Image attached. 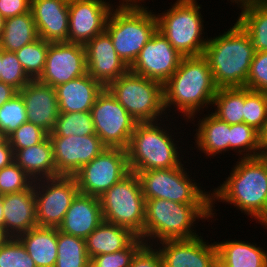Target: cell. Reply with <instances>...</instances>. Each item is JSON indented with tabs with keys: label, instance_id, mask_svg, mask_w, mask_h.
Here are the masks:
<instances>
[{
	"label": "cell",
	"instance_id": "6da1fadb",
	"mask_svg": "<svg viewBox=\"0 0 267 267\" xmlns=\"http://www.w3.org/2000/svg\"><path fill=\"white\" fill-rule=\"evenodd\" d=\"M238 160L230 176L211 193L212 218L216 210L213 204L220 200L263 225L267 221V168L259 157Z\"/></svg>",
	"mask_w": 267,
	"mask_h": 267
},
{
	"label": "cell",
	"instance_id": "7a4b0ae2",
	"mask_svg": "<svg viewBox=\"0 0 267 267\" xmlns=\"http://www.w3.org/2000/svg\"><path fill=\"white\" fill-rule=\"evenodd\" d=\"M217 87L207 59L201 56L183 57L179 67L164 83V107L167 113L172 105L185 119L212 105ZM171 106V107H170ZM191 118V119H190Z\"/></svg>",
	"mask_w": 267,
	"mask_h": 267
},
{
	"label": "cell",
	"instance_id": "3957f363",
	"mask_svg": "<svg viewBox=\"0 0 267 267\" xmlns=\"http://www.w3.org/2000/svg\"><path fill=\"white\" fill-rule=\"evenodd\" d=\"M233 24L222 35L208 38L204 49L217 88L245 87L255 54L249 35Z\"/></svg>",
	"mask_w": 267,
	"mask_h": 267
},
{
	"label": "cell",
	"instance_id": "277c9868",
	"mask_svg": "<svg viewBox=\"0 0 267 267\" xmlns=\"http://www.w3.org/2000/svg\"><path fill=\"white\" fill-rule=\"evenodd\" d=\"M210 218L211 204H181L164 199H148L145 201L143 241L153 245L158 241L195 238L199 236L193 230L196 219Z\"/></svg>",
	"mask_w": 267,
	"mask_h": 267
},
{
	"label": "cell",
	"instance_id": "5b68a950",
	"mask_svg": "<svg viewBox=\"0 0 267 267\" xmlns=\"http://www.w3.org/2000/svg\"><path fill=\"white\" fill-rule=\"evenodd\" d=\"M157 122L137 123L126 149L131 172L168 169L182 164L170 128ZM163 125V127L161 126ZM164 128V129H163ZM169 129V130H168ZM168 130V131H167Z\"/></svg>",
	"mask_w": 267,
	"mask_h": 267
},
{
	"label": "cell",
	"instance_id": "8992f818",
	"mask_svg": "<svg viewBox=\"0 0 267 267\" xmlns=\"http://www.w3.org/2000/svg\"><path fill=\"white\" fill-rule=\"evenodd\" d=\"M200 9L197 0H177L167 12L155 14L157 30L184 57L203 55L207 45Z\"/></svg>",
	"mask_w": 267,
	"mask_h": 267
},
{
	"label": "cell",
	"instance_id": "52a82bcc",
	"mask_svg": "<svg viewBox=\"0 0 267 267\" xmlns=\"http://www.w3.org/2000/svg\"><path fill=\"white\" fill-rule=\"evenodd\" d=\"M144 9H112L105 31L119 57L130 67L157 30L154 12Z\"/></svg>",
	"mask_w": 267,
	"mask_h": 267
},
{
	"label": "cell",
	"instance_id": "ba28073f",
	"mask_svg": "<svg viewBox=\"0 0 267 267\" xmlns=\"http://www.w3.org/2000/svg\"><path fill=\"white\" fill-rule=\"evenodd\" d=\"M106 88L137 123L161 121L162 115L167 114L164 84L156 80L128 71Z\"/></svg>",
	"mask_w": 267,
	"mask_h": 267
},
{
	"label": "cell",
	"instance_id": "9c48e42d",
	"mask_svg": "<svg viewBox=\"0 0 267 267\" xmlns=\"http://www.w3.org/2000/svg\"><path fill=\"white\" fill-rule=\"evenodd\" d=\"M99 200L105 221L130 229L143 240L145 198L135 172L130 171Z\"/></svg>",
	"mask_w": 267,
	"mask_h": 267
},
{
	"label": "cell",
	"instance_id": "30bf717a",
	"mask_svg": "<svg viewBox=\"0 0 267 267\" xmlns=\"http://www.w3.org/2000/svg\"><path fill=\"white\" fill-rule=\"evenodd\" d=\"M183 166L184 164L168 169L135 172L139 177L145 201L164 199L181 204H211V193L202 190Z\"/></svg>",
	"mask_w": 267,
	"mask_h": 267
},
{
	"label": "cell",
	"instance_id": "8fae6325",
	"mask_svg": "<svg viewBox=\"0 0 267 267\" xmlns=\"http://www.w3.org/2000/svg\"><path fill=\"white\" fill-rule=\"evenodd\" d=\"M95 134L108 148L127 149L137 122L107 88L91 108Z\"/></svg>",
	"mask_w": 267,
	"mask_h": 267
},
{
	"label": "cell",
	"instance_id": "7c38bea8",
	"mask_svg": "<svg viewBox=\"0 0 267 267\" xmlns=\"http://www.w3.org/2000/svg\"><path fill=\"white\" fill-rule=\"evenodd\" d=\"M130 172L127 151L106 148L74 175L79 193L100 197Z\"/></svg>",
	"mask_w": 267,
	"mask_h": 267
},
{
	"label": "cell",
	"instance_id": "4fadbf2b",
	"mask_svg": "<svg viewBox=\"0 0 267 267\" xmlns=\"http://www.w3.org/2000/svg\"><path fill=\"white\" fill-rule=\"evenodd\" d=\"M38 226L58 228L79 193L74 176L60 175L34 181Z\"/></svg>",
	"mask_w": 267,
	"mask_h": 267
},
{
	"label": "cell",
	"instance_id": "5bb4252c",
	"mask_svg": "<svg viewBox=\"0 0 267 267\" xmlns=\"http://www.w3.org/2000/svg\"><path fill=\"white\" fill-rule=\"evenodd\" d=\"M181 55L158 30L141 49L129 71L164 84L177 70Z\"/></svg>",
	"mask_w": 267,
	"mask_h": 267
},
{
	"label": "cell",
	"instance_id": "9a60e30c",
	"mask_svg": "<svg viewBox=\"0 0 267 267\" xmlns=\"http://www.w3.org/2000/svg\"><path fill=\"white\" fill-rule=\"evenodd\" d=\"M87 74L84 45L71 42L50 43L45 67L38 80L55 88Z\"/></svg>",
	"mask_w": 267,
	"mask_h": 267
},
{
	"label": "cell",
	"instance_id": "2e32d148",
	"mask_svg": "<svg viewBox=\"0 0 267 267\" xmlns=\"http://www.w3.org/2000/svg\"><path fill=\"white\" fill-rule=\"evenodd\" d=\"M53 158L59 175L74 176L107 147L97 135L49 137Z\"/></svg>",
	"mask_w": 267,
	"mask_h": 267
},
{
	"label": "cell",
	"instance_id": "e0dca14e",
	"mask_svg": "<svg viewBox=\"0 0 267 267\" xmlns=\"http://www.w3.org/2000/svg\"><path fill=\"white\" fill-rule=\"evenodd\" d=\"M113 8L106 0H70L67 42L85 45L103 33Z\"/></svg>",
	"mask_w": 267,
	"mask_h": 267
},
{
	"label": "cell",
	"instance_id": "ac0fdd59",
	"mask_svg": "<svg viewBox=\"0 0 267 267\" xmlns=\"http://www.w3.org/2000/svg\"><path fill=\"white\" fill-rule=\"evenodd\" d=\"M202 238L200 234L191 239L158 242L163 267H218L215 242L209 244Z\"/></svg>",
	"mask_w": 267,
	"mask_h": 267
},
{
	"label": "cell",
	"instance_id": "d6986e66",
	"mask_svg": "<svg viewBox=\"0 0 267 267\" xmlns=\"http://www.w3.org/2000/svg\"><path fill=\"white\" fill-rule=\"evenodd\" d=\"M84 46L87 73L105 88L129 71L106 31L89 40Z\"/></svg>",
	"mask_w": 267,
	"mask_h": 267
},
{
	"label": "cell",
	"instance_id": "ffe728a7",
	"mask_svg": "<svg viewBox=\"0 0 267 267\" xmlns=\"http://www.w3.org/2000/svg\"><path fill=\"white\" fill-rule=\"evenodd\" d=\"M18 93L25 103L27 121L50 134L60 113L55 88L32 79Z\"/></svg>",
	"mask_w": 267,
	"mask_h": 267
},
{
	"label": "cell",
	"instance_id": "44dd1931",
	"mask_svg": "<svg viewBox=\"0 0 267 267\" xmlns=\"http://www.w3.org/2000/svg\"><path fill=\"white\" fill-rule=\"evenodd\" d=\"M38 37L47 42H66L69 33V1L31 0Z\"/></svg>",
	"mask_w": 267,
	"mask_h": 267
},
{
	"label": "cell",
	"instance_id": "7402d4cb",
	"mask_svg": "<svg viewBox=\"0 0 267 267\" xmlns=\"http://www.w3.org/2000/svg\"><path fill=\"white\" fill-rule=\"evenodd\" d=\"M3 227L10 237L17 238L38 226L34 182L26 190L3 195Z\"/></svg>",
	"mask_w": 267,
	"mask_h": 267
},
{
	"label": "cell",
	"instance_id": "603a6c76",
	"mask_svg": "<svg viewBox=\"0 0 267 267\" xmlns=\"http://www.w3.org/2000/svg\"><path fill=\"white\" fill-rule=\"evenodd\" d=\"M103 221L99 197L78 193L58 230L85 239Z\"/></svg>",
	"mask_w": 267,
	"mask_h": 267
},
{
	"label": "cell",
	"instance_id": "cb8c5ba5",
	"mask_svg": "<svg viewBox=\"0 0 267 267\" xmlns=\"http://www.w3.org/2000/svg\"><path fill=\"white\" fill-rule=\"evenodd\" d=\"M105 87L88 73L55 87L60 113L91 112Z\"/></svg>",
	"mask_w": 267,
	"mask_h": 267
},
{
	"label": "cell",
	"instance_id": "d4e9b609",
	"mask_svg": "<svg viewBox=\"0 0 267 267\" xmlns=\"http://www.w3.org/2000/svg\"><path fill=\"white\" fill-rule=\"evenodd\" d=\"M14 162L35 181L60 176L56 171L52 142L47 136L41 143L14 153Z\"/></svg>",
	"mask_w": 267,
	"mask_h": 267
},
{
	"label": "cell",
	"instance_id": "484cf974",
	"mask_svg": "<svg viewBox=\"0 0 267 267\" xmlns=\"http://www.w3.org/2000/svg\"><path fill=\"white\" fill-rule=\"evenodd\" d=\"M218 267H267V250L248 241L215 242Z\"/></svg>",
	"mask_w": 267,
	"mask_h": 267
},
{
	"label": "cell",
	"instance_id": "4316f807",
	"mask_svg": "<svg viewBox=\"0 0 267 267\" xmlns=\"http://www.w3.org/2000/svg\"><path fill=\"white\" fill-rule=\"evenodd\" d=\"M138 236L130 229L103 221L86 238L89 258L106 253H114L128 247Z\"/></svg>",
	"mask_w": 267,
	"mask_h": 267
},
{
	"label": "cell",
	"instance_id": "83f0119b",
	"mask_svg": "<svg viewBox=\"0 0 267 267\" xmlns=\"http://www.w3.org/2000/svg\"><path fill=\"white\" fill-rule=\"evenodd\" d=\"M37 267H54L57 261V228H31L17 237Z\"/></svg>",
	"mask_w": 267,
	"mask_h": 267
},
{
	"label": "cell",
	"instance_id": "f1b7e54d",
	"mask_svg": "<svg viewBox=\"0 0 267 267\" xmlns=\"http://www.w3.org/2000/svg\"><path fill=\"white\" fill-rule=\"evenodd\" d=\"M196 136L194 135L195 145L198 150L209 157H215L224 151L230 150V125L219 120L212 113L198 121ZM211 155V156H210Z\"/></svg>",
	"mask_w": 267,
	"mask_h": 267
},
{
	"label": "cell",
	"instance_id": "f546056e",
	"mask_svg": "<svg viewBox=\"0 0 267 267\" xmlns=\"http://www.w3.org/2000/svg\"><path fill=\"white\" fill-rule=\"evenodd\" d=\"M38 38L31 11L3 20L0 33V48L15 52Z\"/></svg>",
	"mask_w": 267,
	"mask_h": 267
},
{
	"label": "cell",
	"instance_id": "4dcf8cb0",
	"mask_svg": "<svg viewBox=\"0 0 267 267\" xmlns=\"http://www.w3.org/2000/svg\"><path fill=\"white\" fill-rule=\"evenodd\" d=\"M238 7L241 13L236 22L249 35L255 51L267 52V10L256 1Z\"/></svg>",
	"mask_w": 267,
	"mask_h": 267
},
{
	"label": "cell",
	"instance_id": "1f68e13d",
	"mask_svg": "<svg viewBox=\"0 0 267 267\" xmlns=\"http://www.w3.org/2000/svg\"><path fill=\"white\" fill-rule=\"evenodd\" d=\"M245 87L218 88L212 105V113L219 120L231 124L244 122Z\"/></svg>",
	"mask_w": 267,
	"mask_h": 267
},
{
	"label": "cell",
	"instance_id": "d6a6232c",
	"mask_svg": "<svg viewBox=\"0 0 267 267\" xmlns=\"http://www.w3.org/2000/svg\"><path fill=\"white\" fill-rule=\"evenodd\" d=\"M54 267H90L85 239L57 228V261Z\"/></svg>",
	"mask_w": 267,
	"mask_h": 267
},
{
	"label": "cell",
	"instance_id": "836d02e7",
	"mask_svg": "<svg viewBox=\"0 0 267 267\" xmlns=\"http://www.w3.org/2000/svg\"><path fill=\"white\" fill-rule=\"evenodd\" d=\"M96 135L91 112L59 113L49 137Z\"/></svg>",
	"mask_w": 267,
	"mask_h": 267
},
{
	"label": "cell",
	"instance_id": "e575fe53",
	"mask_svg": "<svg viewBox=\"0 0 267 267\" xmlns=\"http://www.w3.org/2000/svg\"><path fill=\"white\" fill-rule=\"evenodd\" d=\"M50 42L38 37L15 51L24 71L31 79H38L44 71Z\"/></svg>",
	"mask_w": 267,
	"mask_h": 267
},
{
	"label": "cell",
	"instance_id": "d590c367",
	"mask_svg": "<svg viewBox=\"0 0 267 267\" xmlns=\"http://www.w3.org/2000/svg\"><path fill=\"white\" fill-rule=\"evenodd\" d=\"M230 150H236L239 156H243L242 158L258 157L261 152L259 132L244 122L231 124Z\"/></svg>",
	"mask_w": 267,
	"mask_h": 267
},
{
	"label": "cell",
	"instance_id": "8d00e7d4",
	"mask_svg": "<svg viewBox=\"0 0 267 267\" xmlns=\"http://www.w3.org/2000/svg\"><path fill=\"white\" fill-rule=\"evenodd\" d=\"M267 121V93L245 87L244 123L260 132Z\"/></svg>",
	"mask_w": 267,
	"mask_h": 267
},
{
	"label": "cell",
	"instance_id": "74e56055",
	"mask_svg": "<svg viewBox=\"0 0 267 267\" xmlns=\"http://www.w3.org/2000/svg\"><path fill=\"white\" fill-rule=\"evenodd\" d=\"M27 122V111L22 96L17 93L0 107V130L8 137Z\"/></svg>",
	"mask_w": 267,
	"mask_h": 267
},
{
	"label": "cell",
	"instance_id": "f35d334b",
	"mask_svg": "<svg viewBox=\"0 0 267 267\" xmlns=\"http://www.w3.org/2000/svg\"><path fill=\"white\" fill-rule=\"evenodd\" d=\"M0 81L20 91L32 79L24 71L15 52L2 50Z\"/></svg>",
	"mask_w": 267,
	"mask_h": 267
},
{
	"label": "cell",
	"instance_id": "ab89813d",
	"mask_svg": "<svg viewBox=\"0 0 267 267\" xmlns=\"http://www.w3.org/2000/svg\"><path fill=\"white\" fill-rule=\"evenodd\" d=\"M0 267H37L18 238L10 239L0 246Z\"/></svg>",
	"mask_w": 267,
	"mask_h": 267
},
{
	"label": "cell",
	"instance_id": "60d3db41",
	"mask_svg": "<svg viewBox=\"0 0 267 267\" xmlns=\"http://www.w3.org/2000/svg\"><path fill=\"white\" fill-rule=\"evenodd\" d=\"M33 180L15 162L0 170V193H17L28 189Z\"/></svg>",
	"mask_w": 267,
	"mask_h": 267
},
{
	"label": "cell",
	"instance_id": "b9f144b4",
	"mask_svg": "<svg viewBox=\"0 0 267 267\" xmlns=\"http://www.w3.org/2000/svg\"><path fill=\"white\" fill-rule=\"evenodd\" d=\"M144 243L140 237H137L124 249L92 257L90 267H129L133 256Z\"/></svg>",
	"mask_w": 267,
	"mask_h": 267
},
{
	"label": "cell",
	"instance_id": "7bdbcfd3",
	"mask_svg": "<svg viewBox=\"0 0 267 267\" xmlns=\"http://www.w3.org/2000/svg\"><path fill=\"white\" fill-rule=\"evenodd\" d=\"M48 133L41 127L25 122L7 138L13 152L41 143Z\"/></svg>",
	"mask_w": 267,
	"mask_h": 267
},
{
	"label": "cell",
	"instance_id": "ee69618b",
	"mask_svg": "<svg viewBox=\"0 0 267 267\" xmlns=\"http://www.w3.org/2000/svg\"><path fill=\"white\" fill-rule=\"evenodd\" d=\"M245 87L267 93V52L255 51Z\"/></svg>",
	"mask_w": 267,
	"mask_h": 267
},
{
	"label": "cell",
	"instance_id": "f6af8a7d",
	"mask_svg": "<svg viewBox=\"0 0 267 267\" xmlns=\"http://www.w3.org/2000/svg\"><path fill=\"white\" fill-rule=\"evenodd\" d=\"M157 244L144 243L133 256L129 267H163Z\"/></svg>",
	"mask_w": 267,
	"mask_h": 267
},
{
	"label": "cell",
	"instance_id": "bcb514c9",
	"mask_svg": "<svg viewBox=\"0 0 267 267\" xmlns=\"http://www.w3.org/2000/svg\"><path fill=\"white\" fill-rule=\"evenodd\" d=\"M31 0H0V16L7 19L30 12Z\"/></svg>",
	"mask_w": 267,
	"mask_h": 267
},
{
	"label": "cell",
	"instance_id": "7dc6e473",
	"mask_svg": "<svg viewBox=\"0 0 267 267\" xmlns=\"http://www.w3.org/2000/svg\"><path fill=\"white\" fill-rule=\"evenodd\" d=\"M14 162V152L8 139L0 145V170Z\"/></svg>",
	"mask_w": 267,
	"mask_h": 267
},
{
	"label": "cell",
	"instance_id": "c3c4849f",
	"mask_svg": "<svg viewBox=\"0 0 267 267\" xmlns=\"http://www.w3.org/2000/svg\"><path fill=\"white\" fill-rule=\"evenodd\" d=\"M18 91L9 84L0 81V107L14 97Z\"/></svg>",
	"mask_w": 267,
	"mask_h": 267
},
{
	"label": "cell",
	"instance_id": "681fc988",
	"mask_svg": "<svg viewBox=\"0 0 267 267\" xmlns=\"http://www.w3.org/2000/svg\"><path fill=\"white\" fill-rule=\"evenodd\" d=\"M140 1L143 2L144 0H119L120 3L117 5V9H144V7L146 9V6L141 4Z\"/></svg>",
	"mask_w": 267,
	"mask_h": 267
},
{
	"label": "cell",
	"instance_id": "f907efd6",
	"mask_svg": "<svg viewBox=\"0 0 267 267\" xmlns=\"http://www.w3.org/2000/svg\"><path fill=\"white\" fill-rule=\"evenodd\" d=\"M259 142L261 150L267 149V121L264 124L263 129L259 132Z\"/></svg>",
	"mask_w": 267,
	"mask_h": 267
},
{
	"label": "cell",
	"instance_id": "816d5d0a",
	"mask_svg": "<svg viewBox=\"0 0 267 267\" xmlns=\"http://www.w3.org/2000/svg\"><path fill=\"white\" fill-rule=\"evenodd\" d=\"M9 239L10 236L6 233L4 227L0 226V246L4 245Z\"/></svg>",
	"mask_w": 267,
	"mask_h": 267
},
{
	"label": "cell",
	"instance_id": "f5cc1de1",
	"mask_svg": "<svg viewBox=\"0 0 267 267\" xmlns=\"http://www.w3.org/2000/svg\"><path fill=\"white\" fill-rule=\"evenodd\" d=\"M258 157L264 162L266 168H267V149L261 150Z\"/></svg>",
	"mask_w": 267,
	"mask_h": 267
},
{
	"label": "cell",
	"instance_id": "db71d44e",
	"mask_svg": "<svg viewBox=\"0 0 267 267\" xmlns=\"http://www.w3.org/2000/svg\"><path fill=\"white\" fill-rule=\"evenodd\" d=\"M3 220H4V216H3V195L0 197V226L3 227Z\"/></svg>",
	"mask_w": 267,
	"mask_h": 267
},
{
	"label": "cell",
	"instance_id": "11a10c76",
	"mask_svg": "<svg viewBox=\"0 0 267 267\" xmlns=\"http://www.w3.org/2000/svg\"><path fill=\"white\" fill-rule=\"evenodd\" d=\"M232 3L235 2V4H237L238 6L241 5V4H244V3H247V2H253V1H256V0H230Z\"/></svg>",
	"mask_w": 267,
	"mask_h": 267
},
{
	"label": "cell",
	"instance_id": "9f6ffc18",
	"mask_svg": "<svg viewBox=\"0 0 267 267\" xmlns=\"http://www.w3.org/2000/svg\"><path fill=\"white\" fill-rule=\"evenodd\" d=\"M256 2L265 10H267V0H256Z\"/></svg>",
	"mask_w": 267,
	"mask_h": 267
},
{
	"label": "cell",
	"instance_id": "6f0895ef",
	"mask_svg": "<svg viewBox=\"0 0 267 267\" xmlns=\"http://www.w3.org/2000/svg\"><path fill=\"white\" fill-rule=\"evenodd\" d=\"M7 136L4 134V132H2L0 130V145H2L6 140H7Z\"/></svg>",
	"mask_w": 267,
	"mask_h": 267
},
{
	"label": "cell",
	"instance_id": "680465c9",
	"mask_svg": "<svg viewBox=\"0 0 267 267\" xmlns=\"http://www.w3.org/2000/svg\"><path fill=\"white\" fill-rule=\"evenodd\" d=\"M1 61H2V49L0 48V71H1ZM1 75V72H0Z\"/></svg>",
	"mask_w": 267,
	"mask_h": 267
},
{
	"label": "cell",
	"instance_id": "91938a15",
	"mask_svg": "<svg viewBox=\"0 0 267 267\" xmlns=\"http://www.w3.org/2000/svg\"><path fill=\"white\" fill-rule=\"evenodd\" d=\"M2 25H3V19L0 16V33H1Z\"/></svg>",
	"mask_w": 267,
	"mask_h": 267
},
{
	"label": "cell",
	"instance_id": "94428289",
	"mask_svg": "<svg viewBox=\"0 0 267 267\" xmlns=\"http://www.w3.org/2000/svg\"><path fill=\"white\" fill-rule=\"evenodd\" d=\"M263 226L267 229V221L263 224Z\"/></svg>",
	"mask_w": 267,
	"mask_h": 267
}]
</instances>
